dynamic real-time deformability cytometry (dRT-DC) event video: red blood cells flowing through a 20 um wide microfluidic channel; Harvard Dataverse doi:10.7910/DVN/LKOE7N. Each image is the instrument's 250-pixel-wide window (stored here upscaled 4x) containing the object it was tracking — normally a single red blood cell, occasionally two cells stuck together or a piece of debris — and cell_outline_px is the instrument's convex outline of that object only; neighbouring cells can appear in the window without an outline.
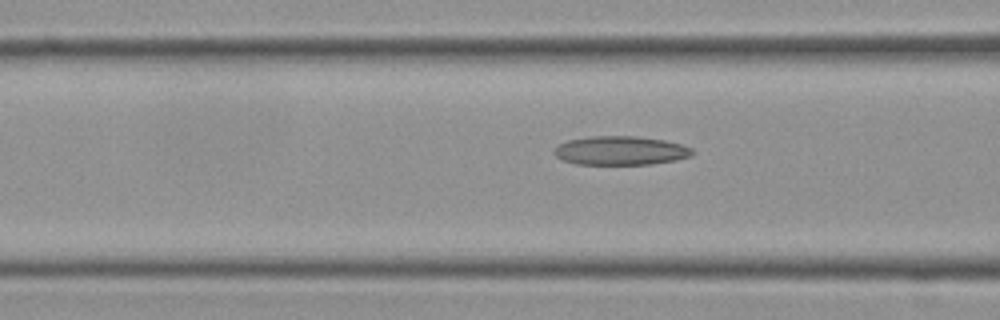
{"species": "Egyptian fruit bat (a non-hibernating species)", "species_latin": "Rousettus aegyptiacus", "temperature_condition": "cold", "stored_images_in_passage": 12, "camera_frame_rate_fps": 3000, "um_per_image_px": 0.085, "frame": {"image": 1, "passage_image": 10, "time_ms": 3.0, "image_size_px": [1000, 320], "cell_outline_px": [[696, 152], [692, 156], [676, 160], [652, 164], [576, 164], [564, 160], [556, 156], [552, 152], [560, 144], [568, 140], [592, 136], [636, 136], [664, 140], [680, 144], [692, 148]], "centroid_in_image_um": [52.79, 12.8], "position_along_channel_um": 113.8, "area_um2": 23.24}}